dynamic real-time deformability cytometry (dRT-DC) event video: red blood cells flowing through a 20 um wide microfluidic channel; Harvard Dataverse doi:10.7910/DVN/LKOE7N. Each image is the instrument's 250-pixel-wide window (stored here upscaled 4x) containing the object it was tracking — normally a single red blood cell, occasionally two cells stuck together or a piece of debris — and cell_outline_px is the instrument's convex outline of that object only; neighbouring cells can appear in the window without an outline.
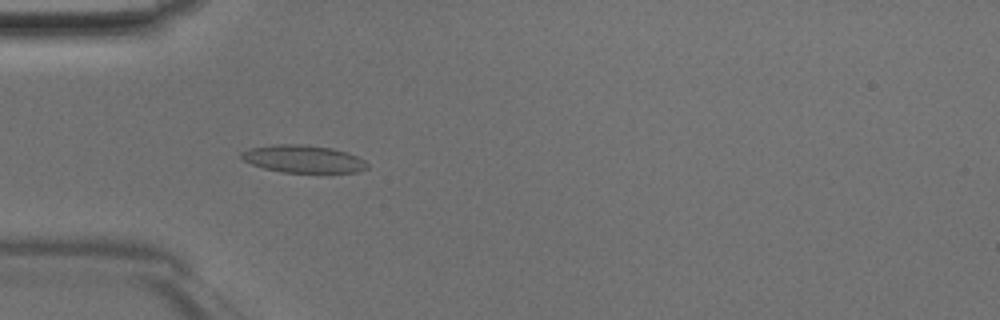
{"species": "Egyptian fruit bat (a non-hibernating species)", "species_latin": "Rousettus aegyptiacus", "temperature_condition": "room temperature", "stored_images_in_passage": 46, "camera_frame_rate_fps": 3000, "um_per_image_px": 0.085, "animal": {"sex": "male"}, "frame": {"image": 1, "passage_image": 14, "time_ms": 4.333, "image_size_px": [1000, 320], "cell_outline_px": [[368, 168], [356, 172], [284, 172], [264, 168], [252, 164], [244, 160], [240, 156], [240, 152], [252, 148], [272, 144], [300, 144], [332, 148], [348, 152], [364, 160], [368, 164]], "centroid_in_image_um": [25.78, 13.5], "position_along_channel_um": 59.2, "area_um2": 20.06}}
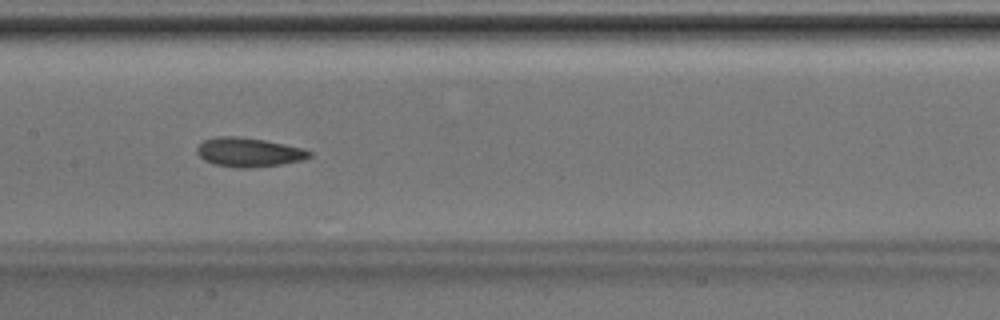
{"frame": {"image": 2, "passage_image": 23, "time_ms": 7.333, "image_size_px": [1000, 320], "cell_outline_px": [[312, 156], [300, 160], [280, 164], [252, 168], [236, 168], [212, 164], [204, 160], [196, 152], [196, 148], [204, 140], [216, 136], [236, 136], [264, 140], [304, 148], [312, 152]], "centroid_in_image_um": [21.12, 12.94], "position_along_channel_um": 186.3, "area_um2": 19.13}}
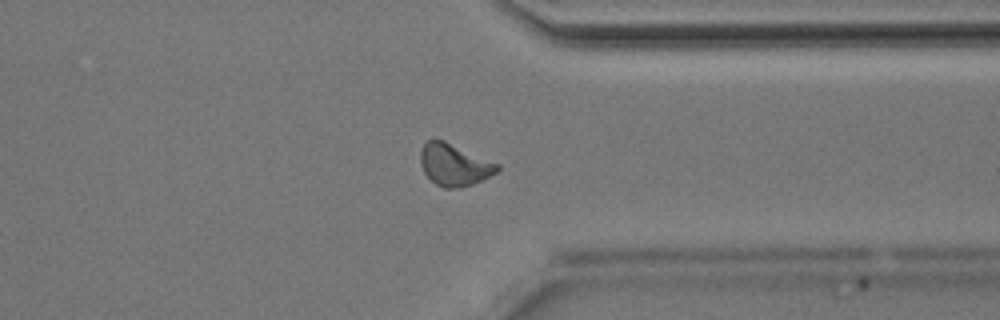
{"frame": {"image": 3, "passage_image": 36, "time_ms": 11.667, "image_size_px": [1000, 320], "cell_outline_px": [[500, 168], [496, 172], [472, 184], [460, 188], [444, 188], [436, 184], [424, 172], [420, 164], [420, 152], [424, 144], [428, 140], [444, 140], [500, 164]], "centroid_in_image_um": [38.61, 14.0], "position_along_channel_um": 372.8, "area_um2": 18.61}}